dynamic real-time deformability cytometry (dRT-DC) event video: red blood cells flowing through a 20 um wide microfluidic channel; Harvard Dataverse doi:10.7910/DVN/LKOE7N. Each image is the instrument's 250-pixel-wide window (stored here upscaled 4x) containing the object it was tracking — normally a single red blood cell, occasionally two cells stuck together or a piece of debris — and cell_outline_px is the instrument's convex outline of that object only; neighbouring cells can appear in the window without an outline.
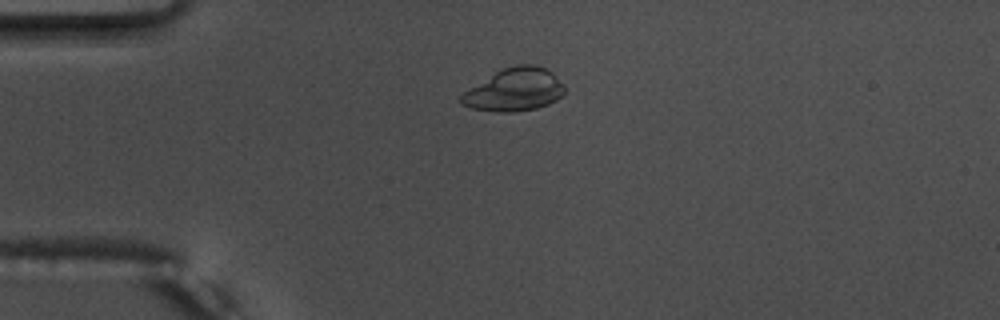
{"species": "common noctule bat (a hibernating species)", "species_latin": "Nyctalus noctula", "temperature_condition": "warm", "stored_images_in_passage": 42, "camera_frame_rate_fps": 3000, "um_per_image_px": 0.085, "animal": {"sex": "male", "body_mass_g": 17.5, "forearm_length_mm": 52.3}, "frame": {"image": 1, "passage_image": 2, "time_ms": 0.333, "image_size_px": [1000, 320], "cell_outline_px": [[564, 92], [556, 100], [548, 104], [536, 108], [512, 112], [496, 112], [472, 108], [460, 104], [460, 96], [464, 92], [496, 72], [504, 68], [516, 64], [536, 64], [552, 72], [564, 84]], "centroid_in_image_um": [43.74, 7.63], "position_along_channel_um": 41.3, "area_um2": 25.61}}
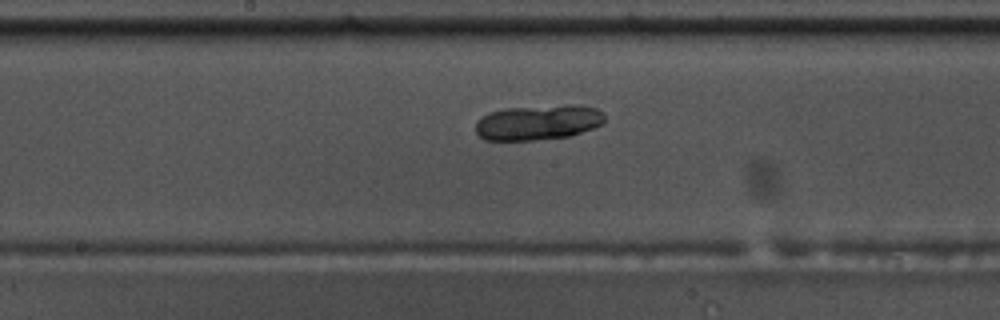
{"frame": {"image": 2, "passage_image": 17, "time_ms": 5.333, "image_size_px": [1000, 320], "cell_outline_px": [[604, 124], [568, 136], [532, 140], [484, 140], [476, 132], [476, 120], [488, 112], [504, 108], [568, 104], [580, 104], [596, 108], [604, 112]], "centroid_in_image_um": [45.74, 10.38], "position_along_channel_um": 202.5, "area_um2": 26.7}}
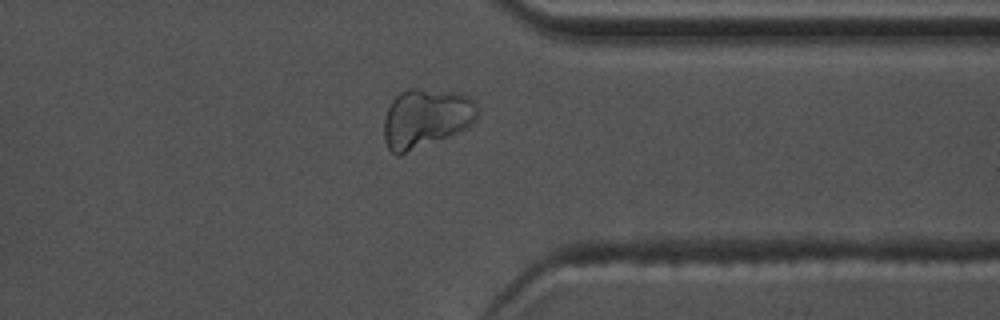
{"frame": {"image": 3, "passage_image": 31, "time_ms": 10.0, "image_size_px": [1000, 320], "cell_outline_px": [[476, 116], [464, 128], [456, 132], [400, 156], [396, 156], [388, 148], [384, 140], [384, 116], [392, 100], [400, 92], [408, 88], [420, 88], [452, 92], [468, 96], [476, 104]], "centroid_in_image_um": [36.11, 10.04], "position_along_channel_um": 375.3, "area_um2": 31.73}, "authors_computed_cell_mechanics": {"area_um2": 26.5591, "velocity_mm_per_s": 3.7699, "shape_relaxation_time_tau1_ms": 1.0048, "shape_relaxation_time_tau2_ms": null, "deformation_change_tau1": null, "deformation_change_tau2": null}}